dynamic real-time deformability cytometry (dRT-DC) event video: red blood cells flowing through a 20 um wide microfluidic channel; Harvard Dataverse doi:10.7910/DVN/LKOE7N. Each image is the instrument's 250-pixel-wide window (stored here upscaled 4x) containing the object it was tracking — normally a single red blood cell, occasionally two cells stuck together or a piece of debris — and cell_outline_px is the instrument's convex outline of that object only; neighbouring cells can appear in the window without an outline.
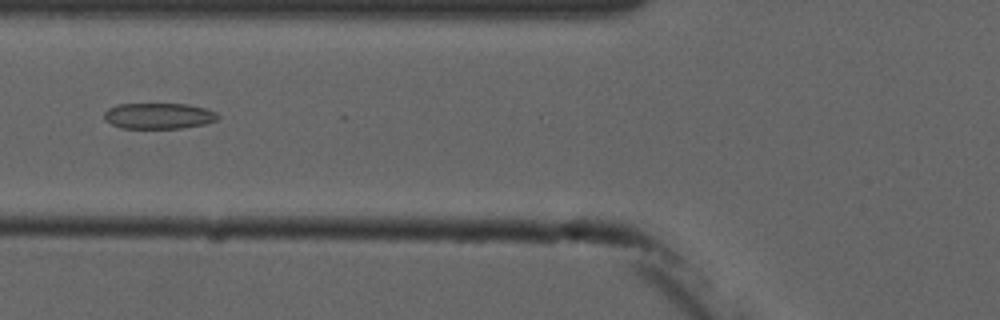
{"species": "common noctule bat (a hibernating species)", "species_latin": "Nyctalus noctula", "temperature_condition": "cold", "stored_images_in_passage": 7, "camera_frame_rate_fps": 3000, "um_per_image_px": 0.085, "animal": {"sex": "male", "forearm_length_mm": 52.5}, "frame": {"image": 1, "passage_image": 6, "time_ms": 6.0, "image_size_px": [1000, 320], "cell_outline_px": [[220, 116], [216, 120], [204, 124], [180, 128], [120, 128], [104, 120], [104, 112], [108, 108], [116, 104], [188, 104], [204, 108], [216, 112]], "centroid_in_image_um": [13.46, 9.85], "position_along_channel_um": 112.3, "area_um2": 17.17}}
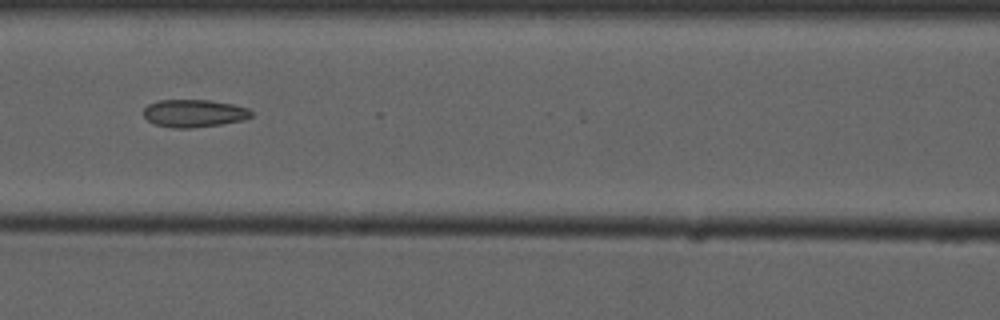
{"frame": {"image": 2, "passage_image": 7, "time_ms": 7.0, "image_size_px": [1000, 320], "cell_outline_px": [[252, 116], [244, 120], [220, 124], [192, 128], [172, 128], [156, 124], [148, 120], [144, 116], [144, 108], [148, 104], [156, 100], [208, 100], [232, 104], [248, 108], [252, 112]], "centroid_in_image_um": [16.48, 9.63], "position_along_channel_um": 150.1, "area_um2": 17.34}}